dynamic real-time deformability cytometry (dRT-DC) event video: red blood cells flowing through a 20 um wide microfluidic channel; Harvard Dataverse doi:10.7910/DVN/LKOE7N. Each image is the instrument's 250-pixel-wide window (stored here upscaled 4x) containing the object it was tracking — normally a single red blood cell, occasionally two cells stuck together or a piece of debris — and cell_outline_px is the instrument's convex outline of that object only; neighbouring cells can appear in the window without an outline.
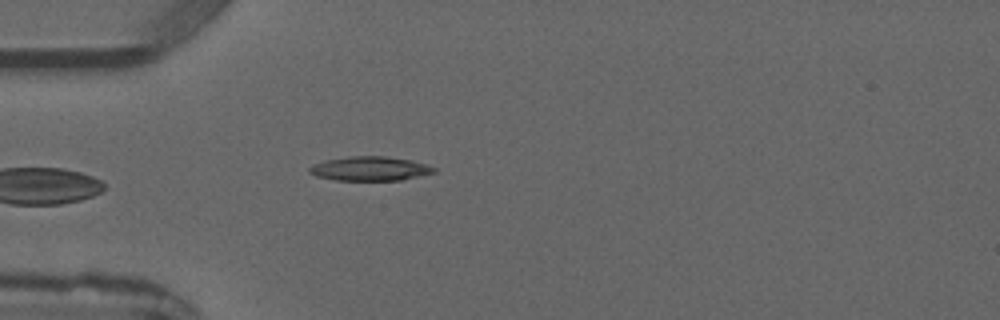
{"species": "common noctule bat (a hibernating species)", "species_latin": "Nyctalus noctula", "temperature_condition": "warm", "stored_images_in_passage": 5, "camera_frame_rate_fps": 3000, "um_per_image_px": 0.085, "animal": {"sex": "male", "forearm_length_mm": 52.5}, "frame": {"image": 1, "passage_image": 5, "time_ms": 4.667, "image_size_px": [1000, 320], "cell_outline_px": [[436, 172], [400, 180], [336, 180], [316, 176], [308, 172], [308, 168], [324, 160], [348, 156], [388, 156], [412, 160], [436, 168]], "centroid_in_image_um": [31.44, 14.32], "position_along_channel_um": 53.6, "area_um2": 17.51}}